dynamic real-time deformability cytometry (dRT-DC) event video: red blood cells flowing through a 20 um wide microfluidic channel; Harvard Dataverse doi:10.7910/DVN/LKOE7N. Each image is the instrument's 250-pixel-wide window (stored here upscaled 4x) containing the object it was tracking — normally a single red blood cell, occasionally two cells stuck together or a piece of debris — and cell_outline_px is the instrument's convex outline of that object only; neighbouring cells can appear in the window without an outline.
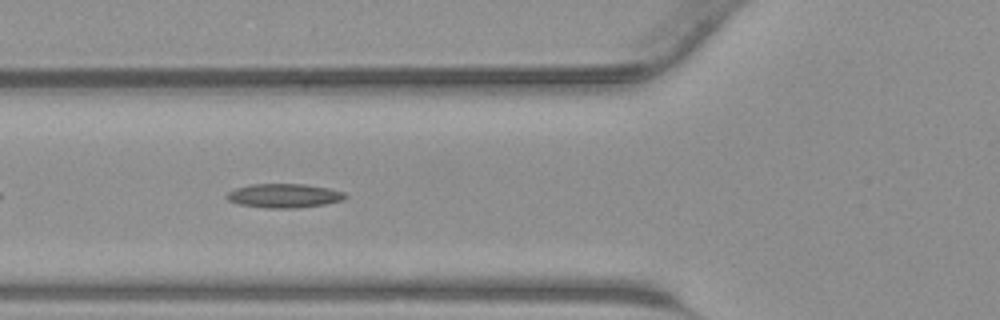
{"species": "common noctule bat (a hibernating species)", "species_latin": "Nyctalus noctula", "temperature_condition": "warm", "stored_images_in_passage": 42, "camera_frame_rate_fps": 3000, "um_per_image_px": 0.085, "animal": {"sex": "male", "body_mass_g": 23.1, "forearm_length_mm": 52.7}, "frame": {"image": 1, "passage_image": 15, "time_ms": 4.667, "image_size_px": [1000, 320], "cell_outline_px": [[348, 196], [344, 200], [324, 204], [296, 208], [268, 208], [240, 204], [228, 200], [224, 196], [228, 192], [236, 188], [248, 184], [304, 184], [328, 188], [344, 192]], "centroid_in_image_um": [24.15, 16.63], "position_along_channel_um": 101.7, "area_um2": 16.59}}
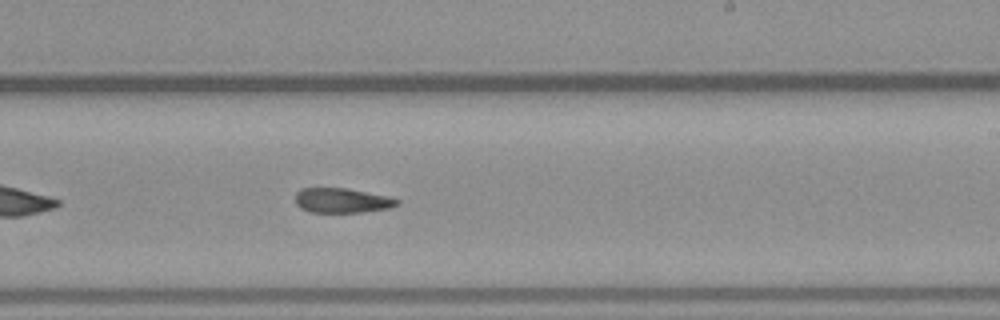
{"frame": {"image": 2, "passage_image": 25, "time_ms": 8.0, "image_size_px": [1000, 320], "cell_outline_px": [[400, 204], [388, 208], [360, 212], [312, 212], [300, 208], [296, 204], [296, 192], [300, 188], [344, 188], [388, 196], [400, 200]], "centroid_in_image_um": [29.06, 17.04], "position_along_channel_um": 259.9, "area_um2": 14.57}}
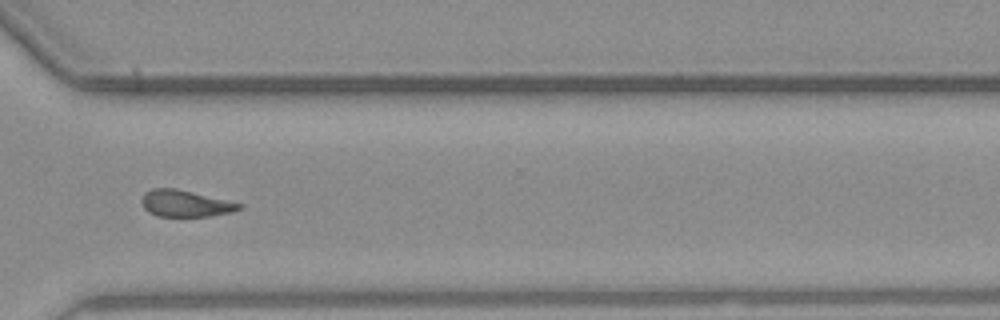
{"frame": {"image": 3, "passage_image": 31, "time_ms": 10.0, "image_size_px": [1000, 320], "cell_outline_px": [[244, 208], [232, 212], [208, 216], [156, 216], [148, 212], [144, 208], [140, 200], [144, 192], [152, 188], [176, 188], [244, 204]], "centroid_in_image_um": [15.74, 17.29], "position_along_channel_um": 354.9, "area_um2": 15.26}}